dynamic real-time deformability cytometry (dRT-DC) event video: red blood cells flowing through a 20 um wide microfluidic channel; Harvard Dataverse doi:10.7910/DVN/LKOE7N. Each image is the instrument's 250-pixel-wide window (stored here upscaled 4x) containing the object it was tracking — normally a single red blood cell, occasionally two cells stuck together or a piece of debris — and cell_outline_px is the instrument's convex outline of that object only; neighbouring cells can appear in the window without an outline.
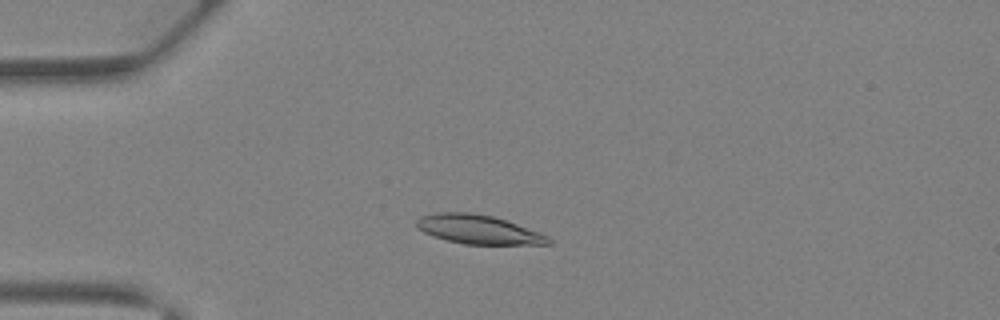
{"species": "Egyptian fruit bat (a non-hibernating species)", "species_latin": "Rousettus aegyptiacus", "temperature_condition": "warm", "stored_images_in_passage": 32, "camera_frame_rate_fps": 3000, "um_per_image_px": 0.085, "animal": {"sex": "female"}, "frame": {"image": 1, "passage_image": 2, "time_ms": 0.333, "image_size_px": [1000, 320], "cell_outline_px": [[552, 244], [464, 244], [432, 236], [416, 228], [416, 220], [420, 216], [436, 212], [468, 212], [492, 216], [516, 224], [548, 236], [552, 240]], "centroid_in_image_um": [40.6, 19.5], "position_along_channel_um": 44.4, "area_um2": 22.08}}
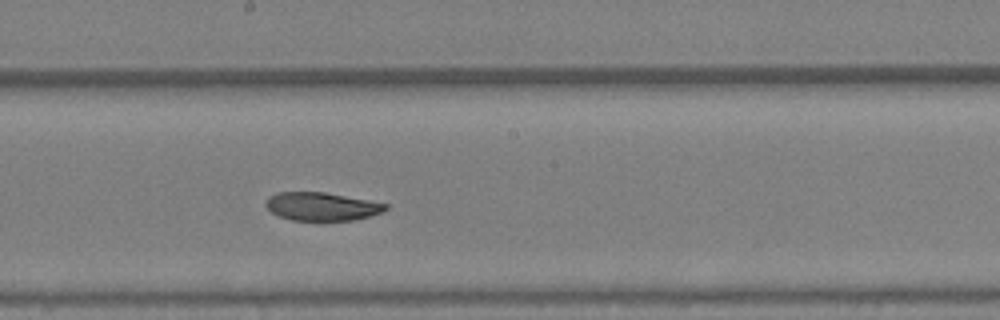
{"frame": {"image": 2, "passage_image": 14, "time_ms": 4.333, "image_size_px": [1000, 320], "cell_outline_px": [[388, 208], [372, 216], [352, 220], [292, 220], [280, 216], [272, 212], [264, 204], [268, 196], [276, 192], [324, 192], [368, 200], [388, 204]], "centroid_in_image_um": [27.33, 17.54], "position_along_channel_um": 220.9, "area_um2": 19.59}}
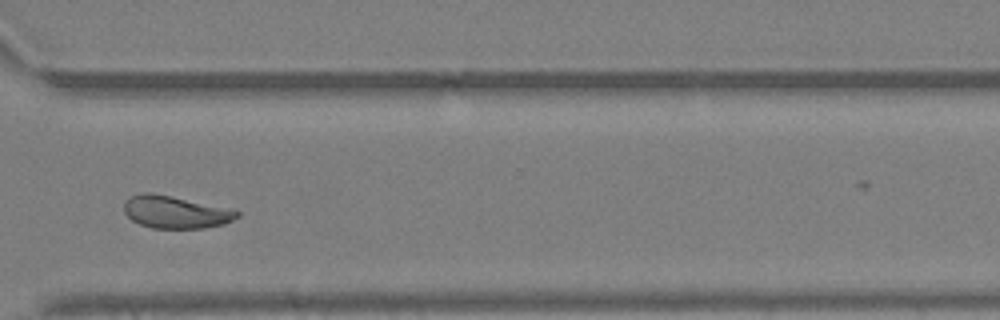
{"frame": {"image": 3, "passage_image": 22, "time_ms": 7.0, "image_size_px": [1000, 320], "cell_outline_px": [[240, 216], [224, 224], [204, 228], [152, 228], [140, 224], [132, 220], [124, 212], [124, 200], [128, 196], [144, 192], [148, 192], [236, 208], [240, 212]], "centroid_in_image_um": [14.96, 18.01], "position_along_channel_um": 355.6, "area_um2": 21.73}}